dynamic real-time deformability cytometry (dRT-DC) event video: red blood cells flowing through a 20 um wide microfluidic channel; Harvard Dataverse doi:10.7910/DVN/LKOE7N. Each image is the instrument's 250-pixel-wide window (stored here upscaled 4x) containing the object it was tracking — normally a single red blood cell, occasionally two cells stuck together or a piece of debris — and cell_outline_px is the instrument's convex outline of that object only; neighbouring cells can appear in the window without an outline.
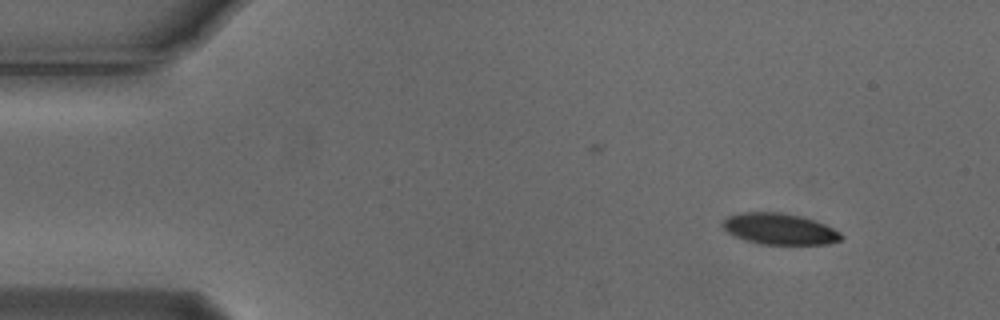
{"species": "Egyptian fruit bat (a non-hibernating species)", "species_latin": "Rousettus aegyptiacus", "temperature_condition": "cold", "stored_images_in_passage": 4, "camera_frame_rate_fps": 3000, "um_per_image_px": 0.085, "animal": {"sex": "male"}, "frame": {"image": 1, "passage_image": 1, "time_ms": 0.0, "image_size_px": [1000, 320], "cell_outline_px": [[844, 236], [840, 240], [828, 244], [760, 244], [744, 240], [728, 232], [720, 224], [728, 216], [740, 212], [780, 212], [800, 216], [824, 224], [840, 232]], "centroid_in_image_um": [66.24, 19.46], "position_along_channel_um": 18.8, "area_um2": 21.44}}
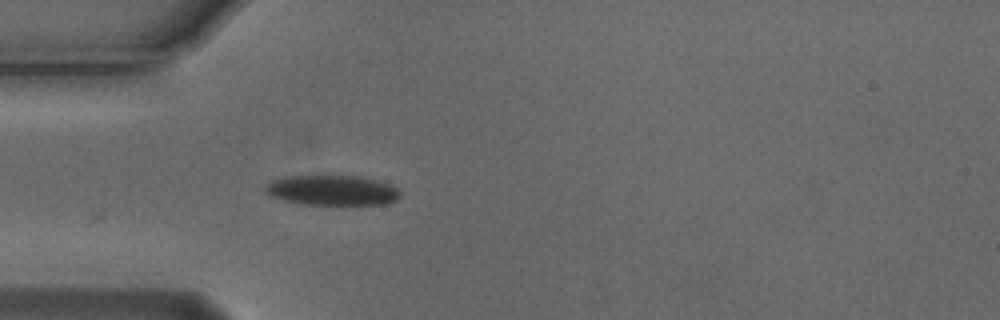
{"frame": {"image": 2, "passage_image": 4, "time_ms": 1.0, "image_size_px": [1000, 320], "cell_outline_px": [[400, 196], [396, 200], [388, 204], [300, 204], [268, 196], [264, 192], [264, 188], [272, 180], [288, 176], [360, 176], [376, 180], [388, 184], [396, 188], [400, 192]], "centroid_in_image_um": [28.2, 16.18], "position_along_channel_um": 56.8, "area_um2": 23.58}}